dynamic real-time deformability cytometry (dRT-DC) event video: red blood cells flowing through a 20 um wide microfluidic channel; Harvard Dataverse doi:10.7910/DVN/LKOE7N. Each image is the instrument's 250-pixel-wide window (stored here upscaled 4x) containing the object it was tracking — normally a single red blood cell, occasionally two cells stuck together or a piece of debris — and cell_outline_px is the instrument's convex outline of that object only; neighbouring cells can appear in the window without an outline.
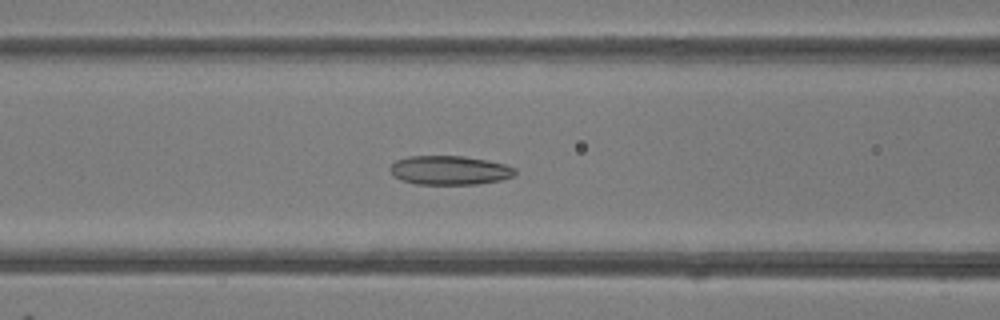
{"species": "common noctule bat (a hibernating species)", "species_latin": "Nyctalus noctula", "temperature_condition": "room temperature", "stored_images_in_passage": 35, "camera_frame_rate_fps": 3000, "um_per_image_px": 0.085, "animal": {"sex": "female"}, "frame": {"image": 1, "passage_image": 13, "time_ms": 4.0, "image_size_px": [1000, 320], "cell_outline_px": [[516, 172], [512, 176], [500, 180], [476, 184], [416, 184], [392, 176], [388, 168], [396, 160], [408, 156], [464, 156], [488, 160], [504, 164], [516, 168]], "centroid_in_image_um": [38.19, 14.46], "position_along_channel_um": 128.4, "area_um2": 21.15}}
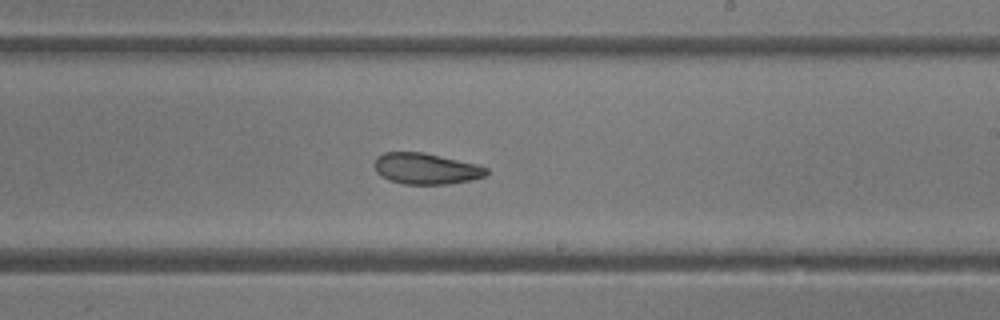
{"frame": {"image": 2, "passage_image": 22, "time_ms": 7.0, "image_size_px": [1000, 320], "cell_outline_px": [[488, 172], [484, 176], [472, 180], [448, 184], [404, 184], [388, 180], [380, 176], [376, 172], [376, 156], [384, 152], [424, 152], [476, 164], [488, 168]], "centroid_in_image_um": [36.2, 14.34], "position_along_channel_um": 252.8, "area_um2": 20.29}}
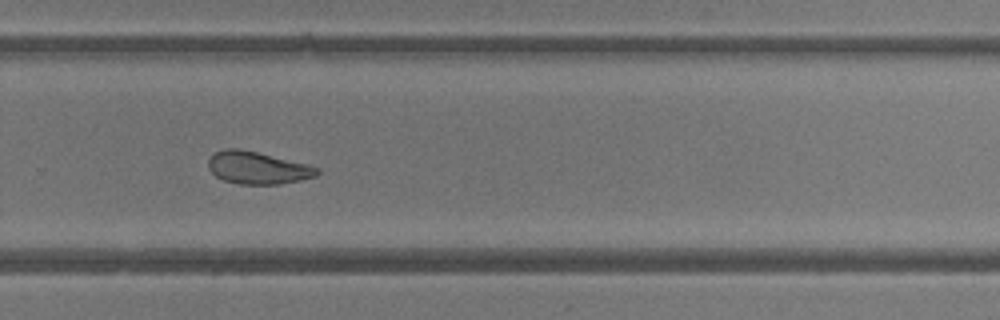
{"frame": {"image": 3, "passage_image": 26, "time_ms": 8.333, "image_size_px": [1000, 320], "cell_outline_px": [[320, 172], [316, 176], [300, 180], [280, 184], [240, 184], [224, 180], [216, 176], [208, 168], [208, 160], [216, 152], [224, 148], [240, 148], [308, 164], [320, 168]], "centroid_in_image_um": [21.91, 14.26], "position_along_channel_um": 307.9, "area_um2": 20.52}, "authors_computed_cell_mechanics": {"area_um2": 21.8484, "velocity_mm_per_s": 4.1662, "shape_relaxation_time_tau1_ms": 8.8213, "shape_relaxation_time_tau2_ms": 3.4098, "deformation_change_tau1": 0.1854, "deformation_change_tau2": 0.0868}}